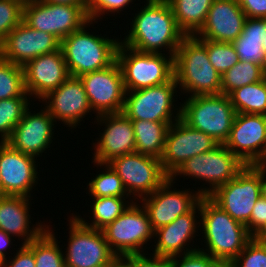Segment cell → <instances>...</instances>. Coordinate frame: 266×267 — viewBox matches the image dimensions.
Segmentation results:
<instances>
[{"label": "cell", "instance_id": "6da1fadb", "mask_svg": "<svg viewBox=\"0 0 266 267\" xmlns=\"http://www.w3.org/2000/svg\"><path fill=\"white\" fill-rule=\"evenodd\" d=\"M145 1L135 15L131 14L134 17L128 23L130 30L126 29L124 39L120 35V43L140 52H163L174 57L186 35L179 28L166 0Z\"/></svg>", "mask_w": 266, "mask_h": 267}, {"label": "cell", "instance_id": "7a4b0ae2", "mask_svg": "<svg viewBox=\"0 0 266 267\" xmlns=\"http://www.w3.org/2000/svg\"><path fill=\"white\" fill-rule=\"evenodd\" d=\"M199 250L228 266L252 239L246 225L233 219L209 197L200 198ZM202 234V235H201ZM204 242V243H202Z\"/></svg>", "mask_w": 266, "mask_h": 267}, {"label": "cell", "instance_id": "3957f363", "mask_svg": "<svg viewBox=\"0 0 266 267\" xmlns=\"http://www.w3.org/2000/svg\"><path fill=\"white\" fill-rule=\"evenodd\" d=\"M174 78L180 95L221 94V74L209 61L206 46L195 36H186L173 57Z\"/></svg>", "mask_w": 266, "mask_h": 267}, {"label": "cell", "instance_id": "277c9868", "mask_svg": "<svg viewBox=\"0 0 266 267\" xmlns=\"http://www.w3.org/2000/svg\"><path fill=\"white\" fill-rule=\"evenodd\" d=\"M94 23L97 22L88 21L61 41L60 48L70 76L80 77L107 68L116 61L120 39L92 32L89 27L93 28Z\"/></svg>", "mask_w": 266, "mask_h": 267}, {"label": "cell", "instance_id": "5b68a950", "mask_svg": "<svg viewBox=\"0 0 266 267\" xmlns=\"http://www.w3.org/2000/svg\"><path fill=\"white\" fill-rule=\"evenodd\" d=\"M245 166L246 164L224 144H219L209 152L195 155L186 160L170 178L175 183L180 177L187 180L192 178L191 180L196 182L197 180L203 181V185H200L201 188L199 186L194 188L202 197H208L217 188L235 178Z\"/></svg>", "mask_w": 266, "mask_h": 267}, {"label": "cell", "instance_id": "8992f818", "mask_svg": "<svg viewBox=\"0 0 266 267\" xmlns=\"http://www.w3.org/2000/svg\"><path fill=\"white\" fill-rule=\"evenodd\" d=\"M181 119L190 127L224 144L230 135L236 111L225 94L183 97Z\"/></svg>", "mask_w": 266, "mask_h": 267}, {"label": "cell", "instance_id": "52a82bcc", "mask_svg": "<svg viewBox=\"0 0 266 267\" xmlns=\"http://www.w3.org/2000/svg\"><path fill=\"white\" fill-rule=\"evenodd\" d=\"M177 89L173 76L164 84L126 91L122 113L131 120L168 122L171 125L181 118V106L175 103L179 101Z\"/></svg>", "mask_w": 266, "mask_h": 267}, {"label": "cell", "instance_id": "ba28073f", "mask_svg": "<svg viewBox=\"0 0 266 267\" xmlns=\"http://www.w3.org/2000/svg\"><path fill=\"white\" fill-rule=\"evenodd\" d=\"M116 61L120 66L126 91L164 84L174 76L171 55L140 52L120 43Z\"/></svg>", "mask_w": 266, "mask_h": 267}, {"label": "cell", "instance_id": "9c48e42d", "mask_svg": "<svg viewBox=\"0 0 266 267\" xmlns=\"http://www.w3.org/2000/svg\"><path fill=\"white\" fill-rule=\"evenodd\" d=\"M102 232L111 250L118 257L149 253L146 249L154 240L148 214L139 201L132 202L120 216L103 228Z\"/></svg>", "mask_w": 266, "mask_h": 267}, {"label": "cell", "instance_id": "30bf717a", "mask_svg": "<svg viewBox=\"0 0 266 267\" xmlns=\"http://www.w3.org/2000/svg\"><path fill=\"white\" fill-rule=\"evenodd\" d=\"M263 194V163L246 165L232 180L208 197L233 219L246 225L252 209Z\"/></svg>", "mask_w": 266, "mask_h": 267}, {"label": "cell", "instance_id": "8fae6325", "mask_svg": "<svg viewBox=\"0 0 266 267\" xmlns=\"http://www.w3.org/2000/svg\"><path fill=\"white\" fill-rule=\"evenodd\" d=\"M90 21L87 5L52 4L41 0H26L23 22L30 28L48 32L60 41Z\"/></svg>", "mask_w": 266, "mask_h": 267}, {"label": "cell", "instance_id": "7c38bea8", "mask_svg": "<svg viewBox=\"0 0 266 267\" xmlns=\"http://www.w3.org/2000/svg\"><path fill=\"white\" fill-rule=\"evenodd\" d=\"M72 213L67 218L68 240L64 246L66 267H105L118 256L111 250L102 230L84 226Z\"/></svg>", "mask_w": 266, "mask_h": 267}, {"label": "cell", "instance_id": "4fadbf2b", "mask_svg": "<svg viewBox=\"0 0 266 267\" xmlns=\"http://www.w3.org/2000/svg\"><path fill=\"white\" fill-rule=\"evenodd\" d=\"M108 164L134 201L152 194L169 178L160 159L138 152L115 157Z\"/></svg>", "mask_w": 266, "mask_h": 267}, {"label": "cell", "instance_id": "5bb4252c", "mask_svg": "<svg viewBox=\"0 0 266 267\" xmlns=\"http://www.w3.org/2000/svg\"><path fill=\"white\" fill-rule=\"evenodd\" d=\"M173 187L175 182L169 177L152 194L139 200L148 214L153 231L173 222L178 216L190 212L202 197L194 189L184 186L177 190Z\"/></svg>", "mask_w": 266, "mask_h": 267}, {"label": "cell", "instance_id": "9a60e30c", "mask_svg": "<svg viewBox=\"0 0 266 267\" xmlns=\"http://www.w3.org/2000/svg\"><path fill=\"white\" fill-rule=\"evenodd\" d=\"M80 79L95 114L94 118L104 114L122 113L126 90L117 61L107 68L85 73Z\"/></svg>", "mask_w": 266, "mask_h": 267}, {"label": "cell", "instance_id": "2e32d148", "mask_svg": "<svg viewBox=\"0 0 266 267\" xmlns=\"http://www.w3.org/2000/svg\"><path fill=\"white\" fill-rule=\"evenodd\" d=\"M224 145L246 165L266 163V115L236 113Z\"/></svg>", "mask_w": 266, "mask_h": 267}, {"label": "cell", "instance_id": "e0dca14e", "mask_svg": "<svg viewBox=\"0 0 266 267\" xmlns=\"http://www.w3.org/2000/svg\"><path fill=\"white\" fill-rule=\"evenodd\" d=\"M219 143L210 135L190 127L181 118L169 126L160 159L163 170L171 175L189 158L213 150Z\"/></svg>", "mask_w": 266, "mask_h": 267}, {"label": "cell", "instance_id": "ac0fdd59", "mask_svg": "<svg viewBox=\"0 0 266 267\" xmlns=\"http://www.w3.org/2000/svg\"><path fill=\"white\" fill-rule=\"evenodd\" d=\"M39 106L43 109L38 111L31 105L26 110L11 136L5 141L13 149L36 158L42 157L43 153H47L48 148L53 147L51 144L55 139L54 134H57L54 132L58 125L44 105Z\"/></svg>", "mask_w": 266, "mask_h": 267}, {"label": "cell", "instance_id": "d6986e66", "mask_svg": "<svg viewBox=\"0 0 266 267\" xmlns=\"http://www.w3.org/2000/svg\"><path fill=\"white\" fill-rule=\"evenodd\" d=\"M41 100L39 102L44 105L56 123L64 124L73 130L82 125L81 121H84L86 115L92 117L94 114L80 77L70 76Z\"/></svg>", "mask_w": 266, "mask_h": 267}, {"label": "cell", "instance_id": "ffe728a7", "mask_svg": "<svg viewBox=\"0 0 266 267\" xmlns=\"http://www.w3.org/2000/svg\"><path fill=\"white\" fill-rule=\"evenodd\" d=\"M37 160L34 156L13 149L6 142H0L2 195L33 197L32 190L40 181V164Z\"/></svg>", "mask_w": 266, "mask_h": 267}, {"label": "cell", "instance_id": "44dd1931", "mask_svg": "<svg viewBox=\"0 0 266 267\" xmlns=\"http://www.w3.org/2000/svg\"><path fill=\"white\" fill-rule=\"evenodd\" d=\"M99 127L104 126L99 138L93 141L92 162L108 163L113 158L136 152L132 120L123 113L104 114L94 119Z\"/></svg>", "mask_w": 266, "mask_h": 267}, {"label": "cell", "instance_id": "7402d4cb", "mask_svg": "<svg viewBox=\"0 0 266 267\" xmlns=\"http://www.w3.org/2000/svg\"><path fill=\"white\" fill-rule=\"evenodd\" d=\"M198 230H200V200L190 212L155 230L154 244L150 246L154 248H148L153 249L152 255L169 258L199 250V245L194 244L196 243L194 240L197 241L195 237L199 234Z\"/></svg>", "mask_w": 266, "mask_h": 267}, {"label": "cell", "instance_id": "603a6c76", "mask_svg": "<svg viewBox=\"0 0 266 267\" xmlns=\"http://www.w3.org/2000/svg\"><path fill=\"white\" fill-rule=\"evenodd\" d=\"M60 45L54 35L32 29L22 21L0 43V57L23 67L40 55L59 50Z\"/></svg>", "mask_w": 266, "mask_h": 267}, {"label": "cell", "instance_id": "cb8c5ba5", "mask_svg": "<svg viewBox=\"0 0 266 267\" xmlns=\"http://www.w3.org/2000/svg\"><path fill=\"white\" fill-rule=\"evenodd\" d=\"M23 69L25 89L33 103L41 101L70 77L61 48L34 58Z\"/></svg>", "mask_w": 266, "mask_h": 267}, {"label": "cell", "instance_id": "d4e9b609", "mask_svg": "<svg viewBox=\"0 0 266 267\" xmlns=\"http://www.w3.org/2000/svg\"><path fill=\"white\" fill-rule=\"evenodd\" d=\"M32 200L25 196H0V229L21 240L22 245L29 244L48 228L46 221L32 224Z\"/></svg>", "mask_w": 266, "mask_h": 267}, {"label": "cell", "instance_id": "484cf974", "mask_svg": "<svg viewBox=\"0 0 266 267\" xmlns=\"http://www.w3.org/2000/svg\"><path fill=\"white\" fill-rule=\"evenodd\" d=\"M245 20L246 15L236 0H214L203 26L194 36L232 43L241 35Z\"/></svg>", "mask_w": 266, "mask_h": 267}, {"label": "cell", "instance_id": "4316f807", "mask_svg": "<svg viewBox=\"0 0 266 267\" xmlns=\"http://www.w3.org/2000/svg\"><path fill=\"white\" fill-rule=\"evenodd\" d=\"M132 125L136 152L161 159L170 124L168 122L132 120Z\"/></svg>", "mask_w": 266, "mask_h": 267}, {"label": "cell", "instance_id": "83f0119b", "mask_svg": "<svg viewBox=\"0 0 266 267\" xmlns=\"http://www.w3.org/2000/svg\"><path fill=\"white\" fill-rule=\"evenodd\" d=\"M179 28L186 36H194L203 26L214 0H166Z\"/></svg>", "mask_w": 266, "mask_h": 267}, {"label": "cell", "instance_id": "f1b7e54d", "mask_svg": "<svg viewBox=\"0 0 266 267\" xmlns=\"http://www.w3.org/2000/svg\"><path fill=\"white\" fill-rule=\"evenodd\" d=\"M129 198V199H128ZM92 203L90 204V215L92 217L89 220L82 218L79 213H75L74 216L86 227L102 230L107 225L112 223L118 216H120L127 207L134 202L131 197H92ZM128 199V200H126ZM130 201V202H129ZM91 222V223H90Z\"/></svg>", "mask_w": 266, "mask_h": 267}, {"label": "cell", "instance_id": "f546056e", "mask_svg": "<svg viewBox=\"0 0 266 267\" xmlns=\"http://www.w3.org/2000/svg\"><path fill=\"white\" fill-rule=\"evenodd\" d=\"M48 224V228L26 246L34 253L35 267H66L64 247L59 245L58 234L56 237L52 225Z\"/></svg>", "mask_w": 266, "mask_h": 267}, {"label": "cell", "instance_id": "4dcf8cb0", "mask_svg": "<svg viewBox=\"0 0 266 267\" xmlns=\"http://www.w3.org/2000/svg\"><path fill=\"white\" fill-rule=\"evenodd\" d=\"M228 96L236 113L266 115V77L235 89Z\"/></svg>", "mask_w": 266, "mask_h": 267}, {"label": "cell", "instance_id": "1f68e13d", "mask_svg": "<svg viewBox=\"0 0 266 267\" xmlns=\"http://www.w3.org/2000/svg\"><path fill=\"white\" fill-rule=\"evenodd\" d=\"M92 163L101 170L96 172H100L99 174H94L95 177L93 176L89 183H86V185L88 184L86 187L88 193L86 192V194H89L90 197H130L121 178L108 163Z\"/></svg>", "mask_w": 266, "mask_h": 267}, {"label": "cell", "instance_id": "d6a6232c", "mask_svg": "<svg viewBox=\"0 0 266 267\" xmlns=\"http://www.w3.org/2000/svg\"><path fill=\"white\" fill-rule=\"evenodd\" d=\"M266 70L247 61H239L221 76V94L229 95L233 90L263 80Z\"/></svg>", "mask_w": 266, "mask_h": 267}, {"label": "cell", "instance_id": "836d02e7", "mask_svg": "<svg viewBox=\"0 0 266 267\" xmlns=\"http://www.w3.org/2000/svg\"><path fill=\"white\" fill-rule=\"evenodd\" d=\"M31 96L0 100V142H5L32 104Z\"/></svg>", "mask_w": 266, "mask_h": 267}, {"label": "cell", "instance_id": "e575fe53", "mask_svg": "<svg viewBox=\"0 0 266 267\" xmlns=\"http://www.w3.org/2000/svg\"><path fill=\"white\" fill-rule=\"evenodd\" d=\"M30 96L25 89L24 69L0 57V100Z\"/></svg>", "mask_w": 266, "mask_h": 267}, {"label": "cell", "instance_id": "d590c367", "mask_svg": "<svg viewBox=\"0 0 266 267\" xmlns=\"http://www.w3.org/2000/svg\"><path fill=\"white\" fill-rule=\"evenodd\" d=\"M199 40L206 46L210 63L221 75L239 62L238 54L231 42Z\"/></svg>", "mask_w": 266, "mask_h": 267}, {"label": "cell", "instance_id": "8d00e7d4", "mask_svg": "<svg viewBox=\"0 0 266 267\" xmlns=\"http://www.w3.org/2000/svg\"><path fill=\"white\" fill-rule=\"evenodd\" d=\"M25 0H0V43L23 21Z\"/></svg>", "mask_w": 266, "mask_h": 267}, {"label": "cell", "instance_id": "74e56055", "mask_svg": "<svg viewBox=\"0 0 266 267\" xmlns=\"http://www.w3.org/2000/svg\"><path fill=\"white\" fill-rule=\"evenodd\" d=\"M227 267H266V244L252 238Z\"/></svg>", "mask_w": 266, "mask_h": 267}, {"label": "cell", "instance_id": "f35d334b", "mask_svg": "<svg viewBox=\"0 0 266 267\" xmlns=\"http://www.w3.org/2000/svg\"><path fill=\"white\" fill-rule=\"evenodd\" d=\"M135 1L136 0H89L87 5L89 19L94 22H99L104 20L103 18L107 16L114 15L115 17V14L116 16L117 14L121 15L120 13L124 12V10ZM105 15L106 17H104Z\"/></svg>", "mask_w": 266, "mask_h": 267}, {"label": "cell", "instance_id": "ab89813d", "mask_svg": "<svg viewBox=\"0 0 266 267\" xmlns=\"http://www.w3.org/2000/svg\"><path fill=\"white\" fill-rule=\"evenodd\" d=\"M239 61L256 63L266 70V59L260 40L236 39L232 42Z\"/></svg>", "mask_w": 266, "mask_h": 267}, {"label": "cell", "instance_id": "60d3db41", "mask_svg": "<svg viewBox=\"0 0 266 267\" xmlns=\"http://www.w3.org/2000/svg\"><path fill=\"white\" fill-rule=\"evenodd\" d=\"M171 264L172 267H227L201 250L171 257Z\"/></svg>", "mask_w": 266, "mask_h": 267}, {"label": "cell", "instance_id": "b9f144b4", "mask_svg": "<svg viewBox=\"0 0 266 267\" xmlns=\"http://www.w3.org/2000/svg\"><path fill=\"white\" fill-rule=\"evenodd\" d=\"M237 39L260 40V44H263L266 39V18H246L243 31Z\"/></svg>", "mask_w": 266, "mask_h": 267}, {"label": "cell", "instance_id": "7bdbcfd3", "mask_svg": "<svg viewBox=\"0 0 266 267\" xmlns=\"http://www.w3.org/2000/svg\"><path fill=\"white\" fill-rule=\"evenodd\" d=\"M19 246L16 250H11L15 254L3 260L1 267H35L34 253L26 245Z\"/></svg>", "mask_w": 266, "mask_h": 267}, {"label": "cell", "instance_id": "ee69618b", "mask_svg": "<svg viewBox=\"0 0 266 267\" xmlns=\"http://www.w3.org/2000/svg\"><path fill=\"white\" fill-rule=\"evenodd\" d=\"M128 263L129 267H172L171 258L149 253L129 255Z\"/></svg>", "mask_w": 266, "mask_h": 267}, {"label": "cell", "instance_id": "f6af8a7d", "mask_svg": "<svg viewBox=\"0 0 266 267\" xmlns=\"http://www.w3.org/2000/svg\"><path fill=\"white\" fill-rule=\"evenodd\" d=\"M266 222V195L263 193L256 201L249 222L248 232L253 236Z\"/></svg>", "mask_w": 266, "mask_h": 267}, {"label": "cell", "instance_id": "bcb514c9", "mask_svg": "<svg viewBox=\"0 0 266 267\" xmlns=\"http://www.w3.org/2000/svg\"><path fill=\"white\" fill-rule=\"evenodd\" d=\"M246 18H266V0H236Z\"/></svg>", "mask_w": 266, "mask_h": 267}, {"label": "cell", "instance_id": "7dc6e473", "mask_svg": "<svg viewBox=\"0 0 266 267\" xmlns=\"http://www.w3.org/2000/svg\"><path fill=\"white\" fill-rule=\"evenodd\" d=\"M14 237L8 235L5 231L0 229V259L1 261L9 258L8 251L10 252V248L12 245H15ZM14 242V243H13Z\"/></svg>", "mask_w": 266, "mask_h": 267}, {"label": "cell", "instance_id": "c3c4849f", "mask_svg": "<svg viewBox=\"0 0 266 267\" xmlns=\"http://www.w3.org/2000/svg\"><path fill=\"white\" fill-rule=\"evenodd\" d=\"M52 4H64V5H88L89 0H41Z\"/></svg>", "mask_w": 266, "mask_h": 267}, {"label": "cell", "instance_id": "681fc988", "mask_svg": "<svg viewBox=\"0 0 266 267\" xmlns=\"http://www.w3.org/2000/svg\"><path fill=\"white\" fill-rule=\"evenodd\" d=\"M256 241L266 244V222L265 224L252 236Z\"/></svg>", "mask_w": 266, "mask_h": 267}, {"label": "cell", "instance_id": "f907efd6", "mask_svg": "<svg viewBox=\"0 0 266 267\" xmlns=\"http://www.w3.org/2000/svg\"><path fill=\"white\" fill-rule=\"evenodd\" d=\"M105 267H129L128 256L117 257L111 264Z\"/></svg>", "mask_w": 266, "mask_h": 267}, {"label": "cell", "instance_id": "816d5d0a", "mask_svg": "<svg viewBox=\"0 0 266 267\" xmlns=\"http://www.w3.org/2000/svg\"><path fill=\"white\" fill-rule=\"evenodd\" d=\"M263 193L266 195V163H263Z\"/></svg>", "mask_w": 266, "mask_h": 267}, {"label": "cell", "instance_id": "f5cc1de1", "mask_svg": "<svg viewBox=\"0 0 266 267\" xmlns=\"http://www.w3.org/2000/svg\"><path fill=\"white\" fill-rule=\"evenodd\" d=\"M262 45H263V46H262V49H263V51H264L265 59H266V39H265V41H264V43H263Z\"/></svg>", "mask_w": 266, "mask_h": 267}, {"label": "cell", "instance_id": "db71d44e", "mask_svg": "<svg viewBox=\"0 0 266 267\" xmlns=\"http://www.w3.org/2000/svg\"><path fill=\"white\" fill-rule=\"evenodd\" d=\"M0 196H2V186H1V179H0Z\"/></svg>", "mask_w": 266, "mask_h": 267}]
</instances>
